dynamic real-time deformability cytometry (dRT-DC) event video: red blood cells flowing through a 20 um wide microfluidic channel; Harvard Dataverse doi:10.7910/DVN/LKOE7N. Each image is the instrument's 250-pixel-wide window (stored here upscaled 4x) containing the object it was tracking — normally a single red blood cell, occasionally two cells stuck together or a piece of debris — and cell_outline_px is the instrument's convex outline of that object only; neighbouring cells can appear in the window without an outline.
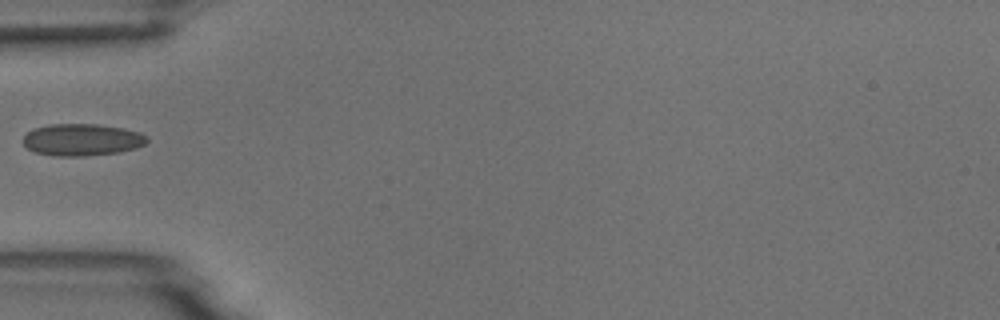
{"species": "common noctule bat (a hibernating species)", "species_latin": "Nyctalus noctula", "temperature_condition": "room temperature", "stored_images_in_passage": 5, "camera_frame_rate_fps": 3000, "um_per_image_px": 0.085, "animal": {"sex": "male", "body_mass_g": 18.8}, "frame": {"image": 1, "passage_image": 5, "time_ms": 5.333, "image_size_px": [1000, 320], "cell_outline_px": [[148, 140], [144, 144], [136, 148], [120, 152], [84, 156], [52, 156], [36, 152], [28, 148], [24, 144], [24, 136], [28, 132], [36, 128], [48, 124], [96, 124], [120, 128], [140, 132], [148, 136]], "centroid_in_image_um": [6.99, 11.88], "position_along_channel_um": 78.0, "area_um2": 23.0}}